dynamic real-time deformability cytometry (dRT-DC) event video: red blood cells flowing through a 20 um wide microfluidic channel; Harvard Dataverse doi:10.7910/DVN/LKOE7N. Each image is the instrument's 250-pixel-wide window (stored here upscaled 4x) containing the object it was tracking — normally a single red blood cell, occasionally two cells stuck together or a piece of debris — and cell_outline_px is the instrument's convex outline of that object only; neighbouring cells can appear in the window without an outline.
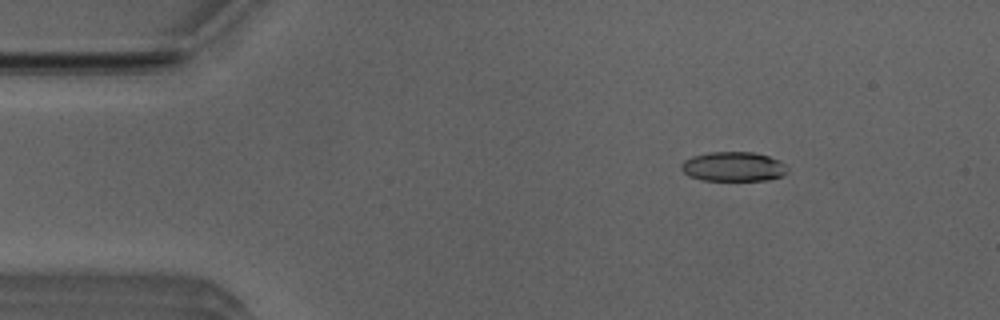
{"species": "Egyptian fruit bat (a non-hibernating species)", "species_latin": "Rousettus aegyptiacus", "temperature_condition": "room temperature", "stored_images_in_passage": 52, "camera_frame_rate_fps": 3000, "um_per_image_px": 0.085, "animal": {"sex": "male"}, "frame": {"image": 1, "passage_image": 7, "time_ms": 2.0, "image_size_px": [1000, 320], "cell_outline_px": [[788, 172], [784, 176], [768, 180], [700, 180], [688, 176], [680, 168], [680, 164], [684, 160], [692, 156], [708, 152], [752, 152], [768, 156], [780, 160], [788, 168]], "centroid_in_image_um": [62.34, 14.16], "position_along_channel_um": 22.7, "area_um2": 18.5}}
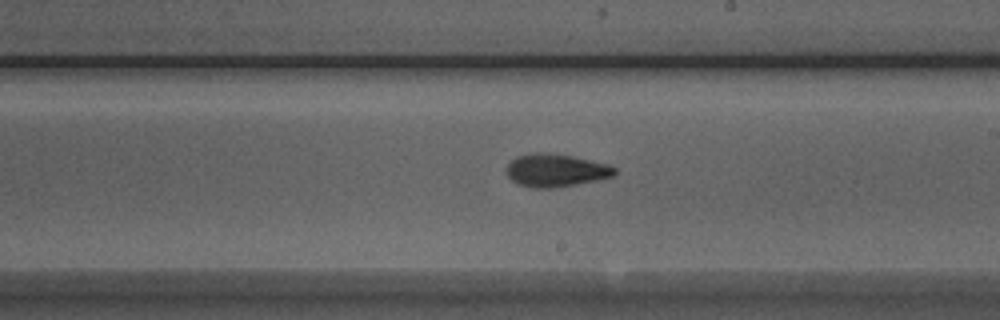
{"frame": {"image": 2, "passage_image": 29, "time_ms": 9.333, "image_size_px": [1000, 320], "cell_outline_px": [[616, 172], [612, 176], [596, 180], [552, 188], [532, 188], [516, 184], [508, 176], [504, 168], [516, 156], [532, 152], [548, 152], [572, 156], [608, 164], [616, 168]], "centroid_in_image_um": [47.18, 14.47], "position_along_channel_um": 241.8, "area_um2": 20.81}}
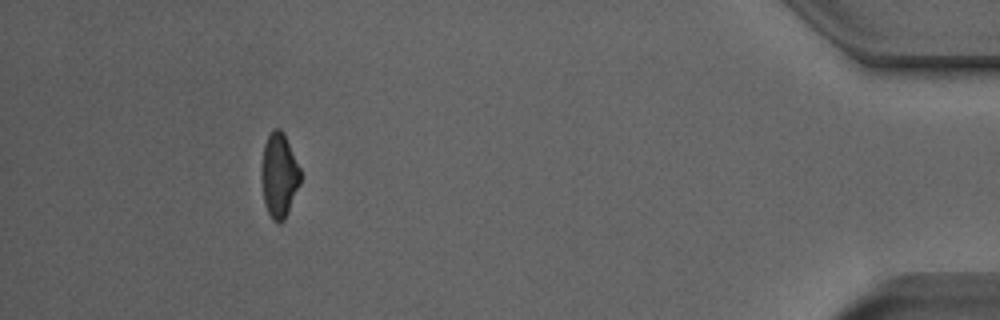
{"frame": {"image": 3, "passage_image": 47, "time_ms": 15.333, "image_size_px": [1000, 320], "cell_outline_px": [[300, 184], [288, 212], [284, 220], [280, 224], [276, 224], [272, 220], [264, 204], [260, 176], [260, 168], [264, 144], [272, 128], [280, 128], [284, 132], [300, 168]], "centroid_in_image_um": [23.7, 14.91], "position_along_channel_um": 411.5, "area_um2": 19.59}, "authors_computed_cell_mechanics": {"area_um2": 19.6231, "velocity_mm_per_s": 3.9459, "shape_relaxation_time_tau1_ms": 3.2187, "shape_relaxation_time_tau2_ms": 3.0774, "deformation_change_tau1": 0.1586, "deformation_change_tau2": 0.1063}}